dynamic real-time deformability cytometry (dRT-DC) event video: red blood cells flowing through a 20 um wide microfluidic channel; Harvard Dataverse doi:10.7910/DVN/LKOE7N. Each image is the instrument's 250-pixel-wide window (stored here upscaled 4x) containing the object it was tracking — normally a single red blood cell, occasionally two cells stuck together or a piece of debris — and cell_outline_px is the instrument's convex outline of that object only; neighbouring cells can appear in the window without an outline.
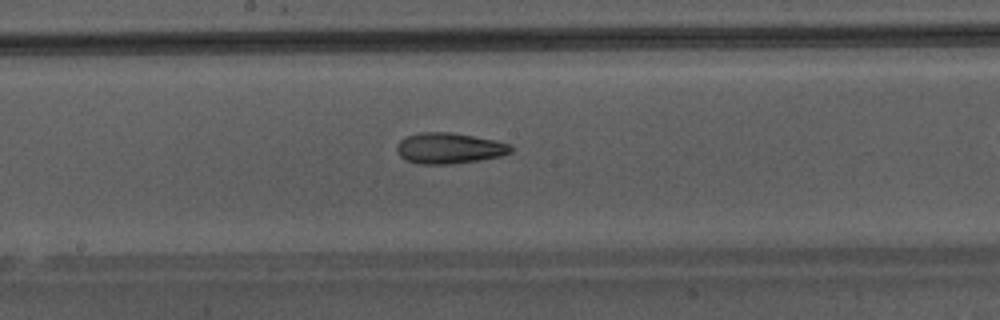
{"species": "Egyptian fruit bat (a non-hibernating species)", "species_latin": "Rousettus aegyptiacus", "temperature_condition": "warm", "stored_images_in_passage": 32, "camera_frame_rate_fps": 3000, "um_per_image_px": 0.085, "animal": {"sex": "male"}, "frame": {"image": 1, "passage_image": 19, "time_ms": 6.0, "image_size_px": [1000, 320], "cell_outline_px": [[512, 152], [500, 156], [480, 160], [452, 164], [420, 164], [404, 160], [396, 152], [396, 144], [404, 136], [420, 132], [452, 132], [496, 140], [512, 144]], "centroid_in_image_um": [38.16, 12.59], "position_along_channel_um": 210.0, "area_um2": 20.87}}